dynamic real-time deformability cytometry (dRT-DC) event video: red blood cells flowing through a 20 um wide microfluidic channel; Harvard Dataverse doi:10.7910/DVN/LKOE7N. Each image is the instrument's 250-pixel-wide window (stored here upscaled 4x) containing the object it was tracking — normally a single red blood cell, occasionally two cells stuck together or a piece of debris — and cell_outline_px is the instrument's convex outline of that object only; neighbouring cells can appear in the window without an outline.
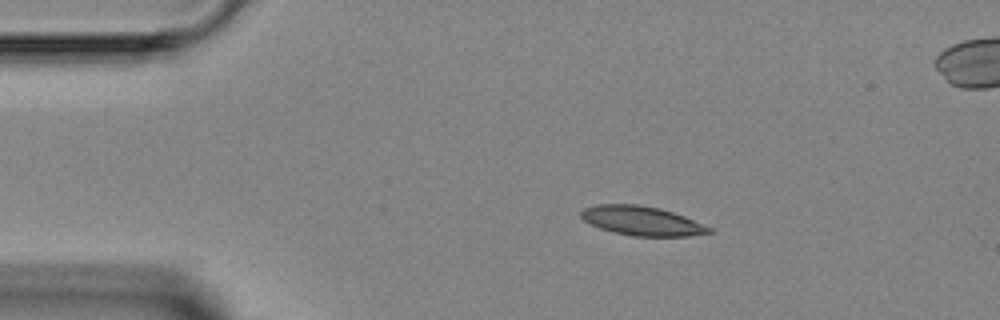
{"species": "Egyptian fruit bat (a non-hibernating species)", "species_latin": "Rousettus aegyptiacus", "temperature_condition": "room temperature", "stored_images_in_passage": 5, "camera_frame_rate_fps": 3000, "um_per_image_px": 0.085, "animal": {"sex": "female"}, "frame": {"image": 1, "passage_image": 1, "time_ms": 0.0, "image_size_px": [1000, 320], "cell_outline_px": [[712, 232], [688, 236], [632, 236], [612, 232], [600, 228], [584, 220], [580, 216], [580, 212], [584, 208], [596, 204], [640, 204], [660, 208], [684, 216], [712, 228]], "centroid_in_image_um": [54.53, 18.76], "position_along_channel_um": 30.5, "area_um2": 21.79}}
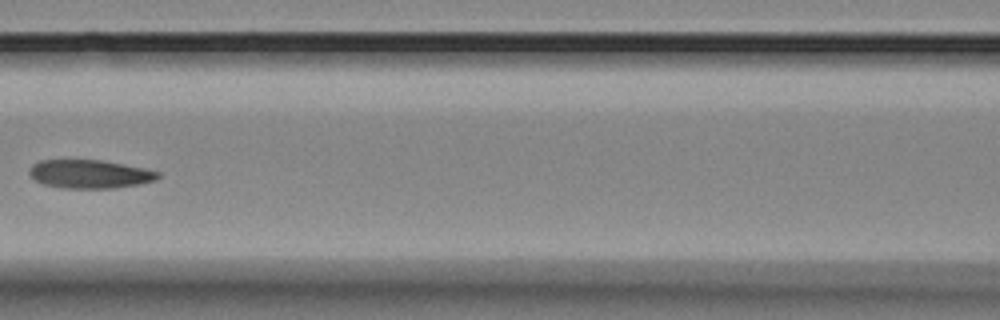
{"frame": {"image": 2, "passage_image": 4, "time_ms": 4.333, "image_size_px": [1000, 320], "cell_outline_px": [[160, 176], [156, 180], [140, 184], [116, 188], [60, 188], [44, 184], [36, 180], [28, 172], [32, 164], [40, 160], [104, 160], [144, 168], [160, 172]], "centroid_in_image_um": [7.65, 14.79], "position_along_channel_um": 158.9, "area_um2": 21.44}}
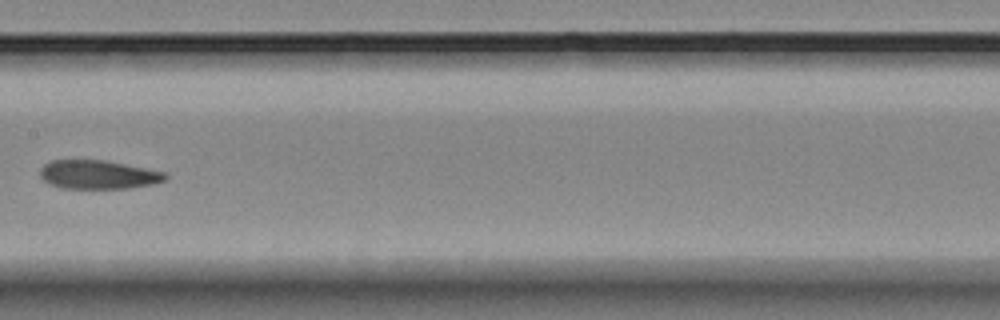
{"frame": {"image": 3, "passage_image": 5, "time_ms": 5.333, "image_size_px": [1000, 320], "cell_outline_px": [[168, 176], [164, 180], [152, 184], [128, 188], [60, 188], [44, 180], [40, 176], [40, 168], [44, 164], [52, 160], [104, 160], [168, 172]], "centroid_in_image_um": [8.36, 14.83], "position_along_channel_um": 199.0, "area_um2": 20.92}}